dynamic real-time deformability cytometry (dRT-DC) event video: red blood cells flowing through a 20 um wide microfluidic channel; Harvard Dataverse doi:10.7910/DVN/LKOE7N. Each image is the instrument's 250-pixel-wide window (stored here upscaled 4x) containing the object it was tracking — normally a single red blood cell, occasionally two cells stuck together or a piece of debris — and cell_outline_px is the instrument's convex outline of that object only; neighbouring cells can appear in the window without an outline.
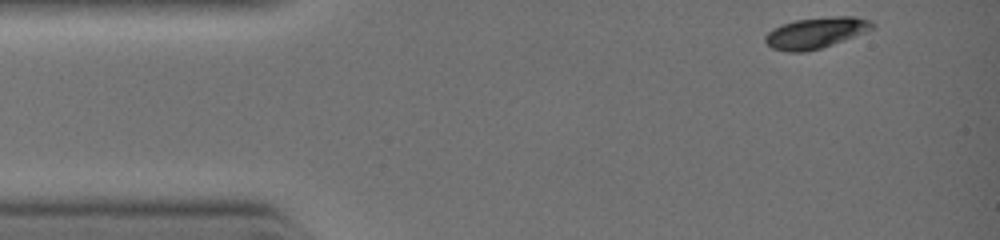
{"species": "common noctule bat (a hibernating species)", "species_latin": "Nyctalus noctula", "temperature_condition": "warm", "stored_images_in_passage": 37, "camera_frame_rate_fps": 3000, "um_per_image_px": 0.085, "animal": {"sex": "female", "body_mass_g": 19.0, "forearm_length_mm": 51.5}, "frame": {"image": 1, "passage_image": 1, "time_ms": 0.0, "image_size_px": [1000, 240], "cell_outline_px": [[876, 28], [844, 40], [820, 48], [804, 52], [784, 52], [772, 48], [764, 40], [764, 36], [768, 32], [784, 24], [796, 20], [832, 16], [852, 16], [872, 20], [876, 24]], "centroid_in_image_um": [69.39, 2.79], "position_along_channel_um": 15.6, "area_um2": 19.31}}
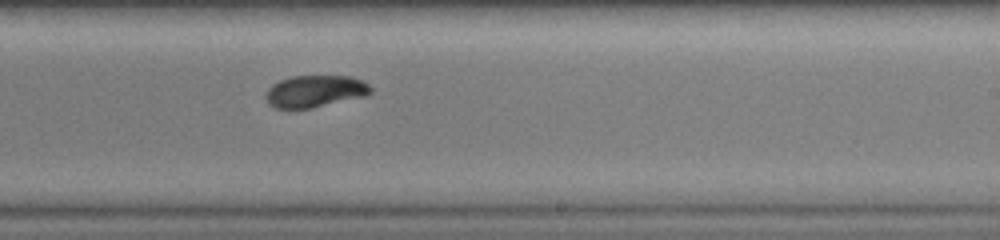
{"frame": {"image": 2, "passage_image": 27, "time_ms": 5.667, "image_size_px": [1000, 240], "cell_outline_px": [[372, 92], [364, 96], [312, 108], [276, 108], [268, 104], [264, 96], [268, 88], [272, 84], [280, 80], [292, 76], [348, 76], [360, 80], [368, 84], [372, 88]], "centroid_in_image_um": [26.74, 7.76], "position_along_channel_um": 262.3, "area_um2": 19.48}}
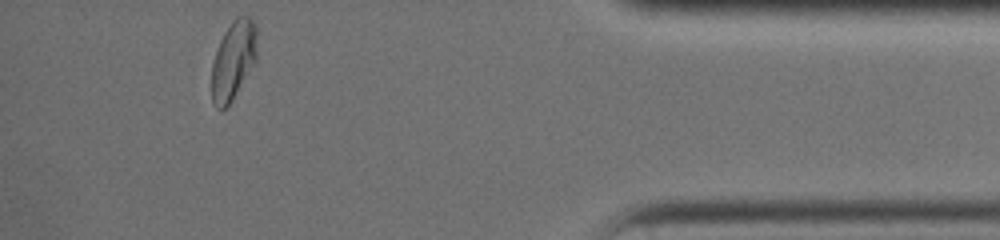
{"frame": {"image": 3, "passage_image": 37, "time_ms": 9.0, "image_size_px": [1000, 240], "cell_outline_px": [[256, 60], [228, 104], [224, 108], [220, 108], [212, 100], [212, 64], [220, 40], [224, 32], [232, 20], [236, 16], [248, 16], [256, 24]], "centroid_in_image_um": [19.83, 5.03], "position_along_channel_um": 415.4, "area_um2": 20.17}}